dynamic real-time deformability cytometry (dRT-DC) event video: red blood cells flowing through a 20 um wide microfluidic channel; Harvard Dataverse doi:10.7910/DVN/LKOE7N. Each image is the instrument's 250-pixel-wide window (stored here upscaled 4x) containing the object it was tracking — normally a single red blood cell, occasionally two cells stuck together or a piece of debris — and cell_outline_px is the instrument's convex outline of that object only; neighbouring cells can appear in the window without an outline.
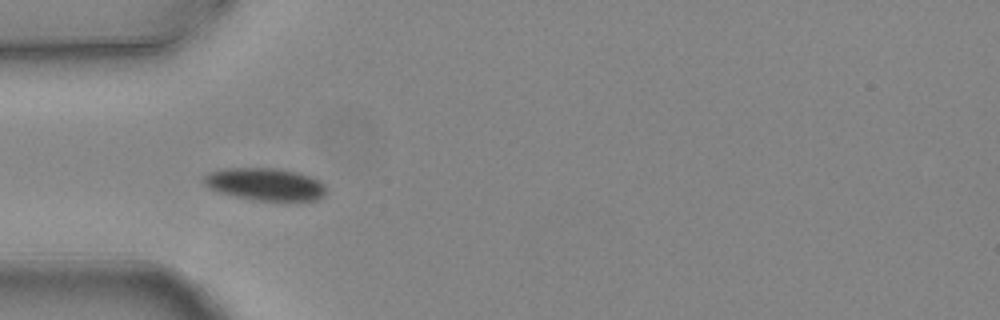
{"species": "common noctule bat (a hibernating species)", "species_latin": "Nyctalus noctula", "temperature_condition": "warm", "stored_images_in_passage": 5, "camera_frame_rate_fps": 3000, "um_per_image_px": 0.085, "animal": {"sex": "female", "body_mass_g": 24.6, "forearm_length_mm": 56.2}, "frame": {"image": 1, "passage_image": 5, "time_ms": 1.333, "image_size_px": [1000, 320], "cell_outline_px": [[324, 196], [316, 200], [252, 200], [220, 192], [208, 188], [204, 184], [204, 176], [208, 172], [224, 168], [276, 168], [300, 172], [312, 176], [320, 180], [324, 184]], "centroid_in_image_um": [22.54, 15.64], "position_along_channel_um": 62.5, "area_um2": 23.18}}